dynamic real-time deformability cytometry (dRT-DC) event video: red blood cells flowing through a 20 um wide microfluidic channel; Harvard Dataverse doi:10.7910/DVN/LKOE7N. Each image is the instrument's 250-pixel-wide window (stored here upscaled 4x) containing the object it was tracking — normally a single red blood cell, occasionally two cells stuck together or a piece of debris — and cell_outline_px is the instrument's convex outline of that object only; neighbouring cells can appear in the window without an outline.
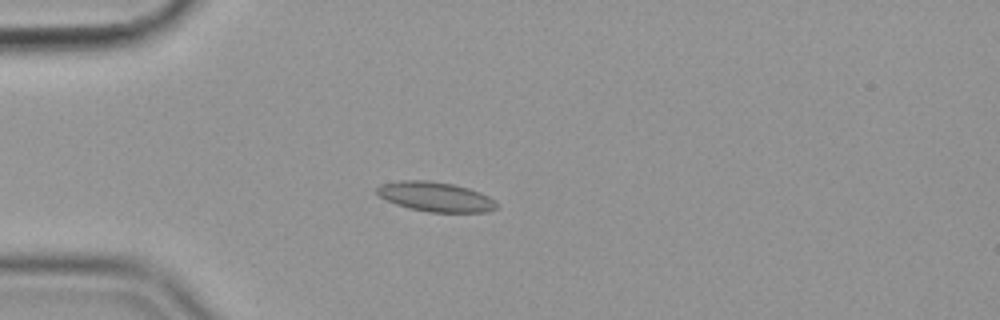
{"species": "common noctule bat (a hibernating species)", "species_latin": "Nyctalus noctula", "temperature_condition": "cold", "stored_images_in_passage": 53, "camera_frame_rate_fps": 3000, "um_per_image_px": 0.085, "animal": {"sex": "female", "body_mass_g": 19.9}, "frame": {"image": 1, "passage_image": 12, "time_ms": 3.667, "image_size_px": [1000, 320], "cell_outline_px": [[496, 208], [488, 212], [428, 212], [408, 208], [396, 204], [380, 196], [376, 192], [376, 188], [380, 184], [404, 180], [428, 180], [452, 184], [468, 188], [480, 192], [488, 196], [496, 204]], "centroid_in_image_um": [37.0, 16.72], "position_along_channel_um": 48.0, "area_um2": 20.52}}
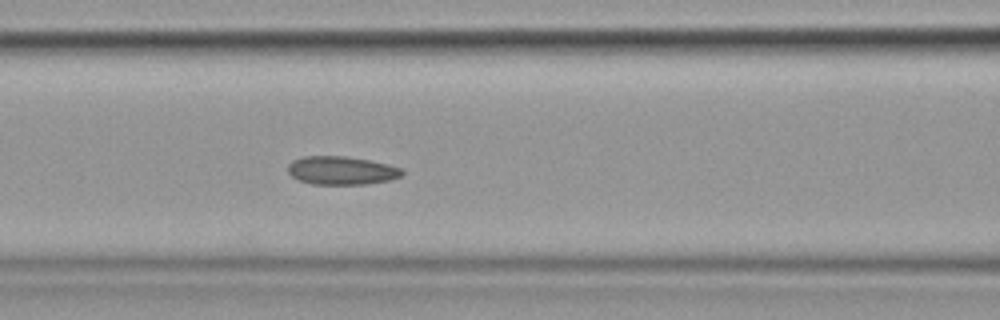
{"frame": {"image": 2, "passage_image": 21, "time_ms": 6.667, "image_size_px": [1000, 320], "cell_outline_px": [[404, 172], [400, 176], [388, 180], [364, 184], [312, 184], [300, 180], [292, 176], [288, 172], [288, 164], [292, 160], [304, 156], [344, 156], [368, 160], [388, 164], [400, 168]], "centroid_in_image_um": [28.99, 14.48], "position_along_channel_um": 137.6, "area_um2": 18.67}}
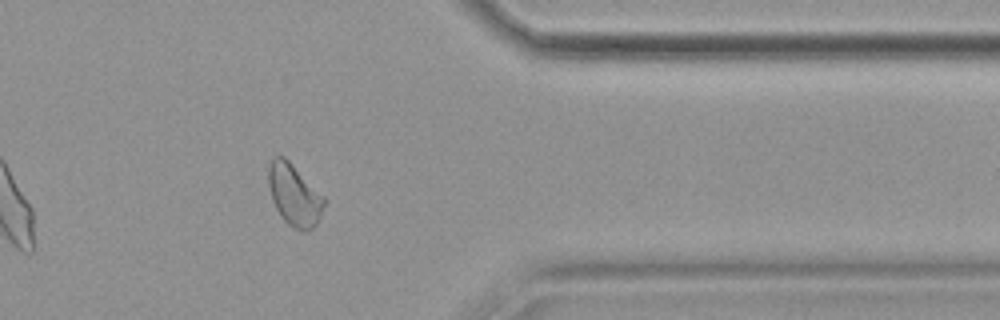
{"frame": {"image": 3, "passage_image": 43, "time_ms": 14.0, "image_size_px": [1000, 320], "cell_outline_px": [[324, 204], [320, 216], [316, 224], [308, 232], [304, 232], [288, 224], [280, 216], [272, 200], [268, 184], [268, 168], [272, 160], [276, 156], [284, 156], [324, 196]], "centroid_in_image_um": [25.0, 16.58], "position_along_channel_um": 386.4, "area_um2": 19.77}, "authors_computed_cell_mechanics": {"area_um2": 19.652, "velocity_mm_per_s": 3.5655, "shape_relaxation_time_tau1_ms": null, "shape_relaxation_time_tau2_ms": 3.151, "deformation_change_tau1": null, "deformation_change_tau2": 0.0881}}